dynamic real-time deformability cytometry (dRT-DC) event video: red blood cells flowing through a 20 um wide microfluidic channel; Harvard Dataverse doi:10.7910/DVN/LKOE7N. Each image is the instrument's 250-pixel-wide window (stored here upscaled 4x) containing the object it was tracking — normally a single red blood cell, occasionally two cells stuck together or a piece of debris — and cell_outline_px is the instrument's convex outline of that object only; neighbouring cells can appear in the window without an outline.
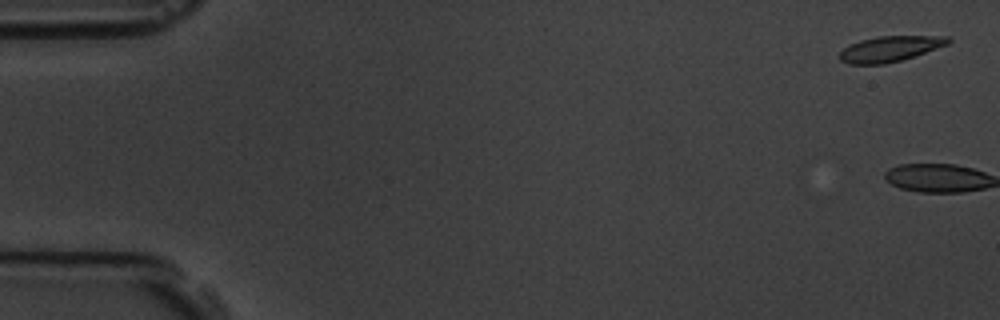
{"species": "common noctule bat (a hibernating species)", "species_latin": "Nyctalus noctula", "temperature_condition": "room temperature", "stored_images_in_passage": 6, "camera_frame_rate_fps": 3000, "um_per_image_px": 0.085, "animal": {"sex": "male", "body_mass_g": 19.5, "forearm_length_mm": 54.6}, "frame": {"image": 1, "passage_image": 1, "time_ms": 0.0, "image_size_px": [1000, 320], "cell_outline_px": [[952, 40], [948, 44], [900, 60], [884, 64], [848, 64], [840, 60], [840, 52], [848, 44], [860, 40], [876, 36], [948, 36]], "centroid_in_image_um": [75.61, 4.14], "position_along_channel_um": 9.4, "area_um2": 16.01}}